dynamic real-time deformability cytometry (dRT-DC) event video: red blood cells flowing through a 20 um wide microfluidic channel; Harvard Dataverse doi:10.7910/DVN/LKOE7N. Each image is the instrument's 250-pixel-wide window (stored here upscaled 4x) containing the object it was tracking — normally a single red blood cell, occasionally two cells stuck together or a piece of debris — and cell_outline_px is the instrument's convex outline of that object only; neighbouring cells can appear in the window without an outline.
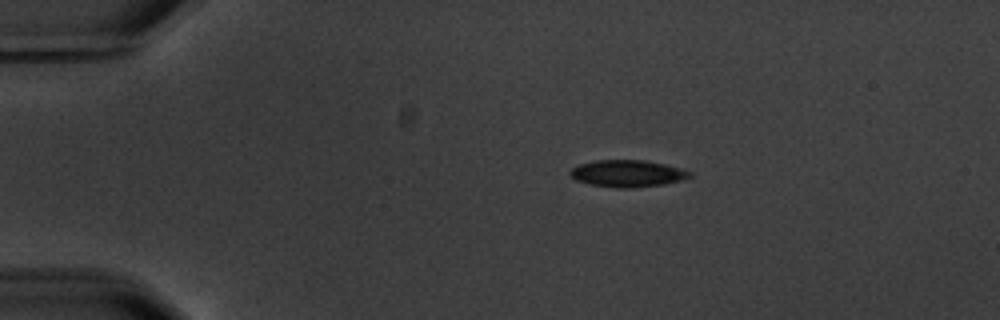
{"species": "common noctule bat (a hibernating species)", "species_latin": "Nyctalus noctula", "temperature_condition": "warm", "stored_images_in_passage": 4, "camera_frame_rate_fps": 3000, "um_per_image_px": 0.085, "animal": {"sex": "male", "body_mass_g": 20.1, "forearm_length_mm": 53.5}, "frame": {"image": 1, "passage_image": 3, "time_ms": 2.667, "image_size_px": [1000, 320], "cell_outline_px": [[692, 176], [680, 180], [664, 184], [628, 188], [616, 188], [592, 184], [576, 180], [568, 172], [572, 168], [580, 164], [596, 160], [644, 160], [664, 164], [680, 168], [692, 172]], "centroid_in_image_um": [53.34, 14.74], "position_along_channel_um": 31.7, "area_um2": 18.55}}